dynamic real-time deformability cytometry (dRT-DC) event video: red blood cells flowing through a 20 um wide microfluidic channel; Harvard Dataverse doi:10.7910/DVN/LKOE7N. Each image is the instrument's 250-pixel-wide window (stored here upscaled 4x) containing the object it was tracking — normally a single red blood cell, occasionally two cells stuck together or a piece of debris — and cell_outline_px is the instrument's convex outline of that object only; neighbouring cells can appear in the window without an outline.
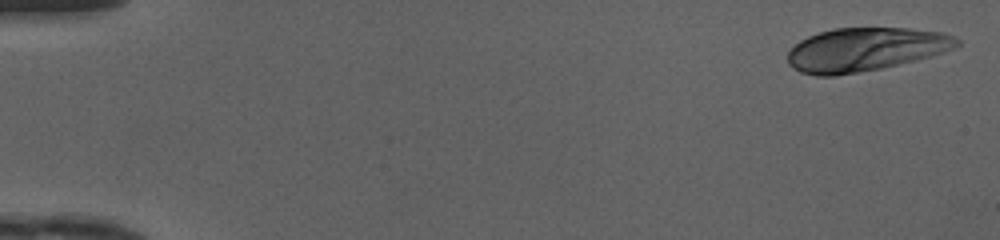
{"species": "human", "species_latin": "Homo sapiens", "temperature_condition": "cold", "stored_images_in_passage": 48, "camera_frame_rate_fps": 3000, "um_per_image_px": 0.085, "donor": {"sex": "female"}, "frame": {"image": 1, "passage_image": 1, "time_ms": 0.0, "image_size_px": [1000, 240], "cell_outline_px": [[960, 44], [944, 52], [916, 60], [880, 68], [836, 76], [816, 76], [800, 72], [792, 68], [788, 64], [788, 52], [800, 40], [808, 36], [820, 32], [836, 28], [908, 28], [944, 32], [960, 40]], "centroid_in_image_um": [73.53, 4.2], "position_along_channel_um": 11.5, "area_um2": 42.77}}
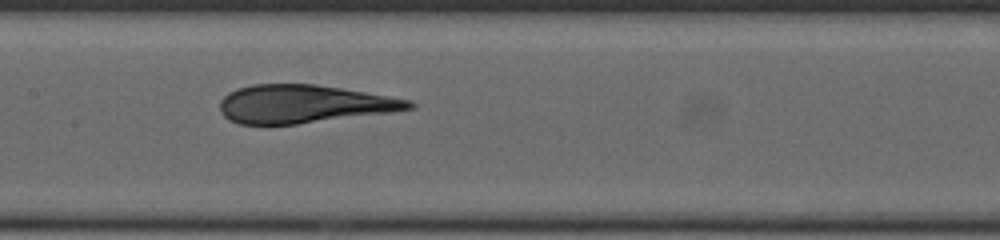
{"frame": {"image": 2, "passage_image": 24, "time_ms": 7.667, "image_size_px": [1000, 240], "cell_outline_px": [[416, 108], [392, 112], [296, 124], [240, 124], [228, 120], [220, 112], [220, 100], [228, 92], [236, 88], [252, 84], [316, 84], [412, 100], [416, 104]], "centroid_in_image_um": [25.8, 8.84], "position_along_channel_um": 181.6, "area_um2": 42.08}}
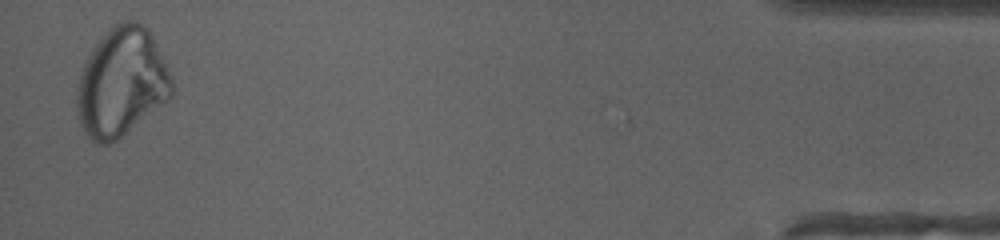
{"frame": {"image": 3, "passage_image": 47, "time_ms": 15.333, "image_size_px": [1000, 240], "cell_outline_px": [[172, 96], [168, 100], [116, 140], [108, 144], [96, 144], [84, 132], [80, 124], [76, 108], [76, 88], [80, 72], [92, 48], [104, 32], [108, 28], [124, 20], [136, 20], [144, 24], [148, 28], [152, 36], [172, 80]], "centroid_in_image_um": [10.29, 6.99], "position_along_channel_um": 424.9, "area_um2": 59.94}, "authors_computed_cell_mechanics": {"area_um2": 43.2344, "velocity_mm_per_s": 4.1803, "shape_relaxation_time_tau1_ms": 7.3802, "shape_relaxation_time_tau2_ms": 1.0479, "deformation_change_tau1": 0.2453, "deformation_change_tau2": 0.061}}